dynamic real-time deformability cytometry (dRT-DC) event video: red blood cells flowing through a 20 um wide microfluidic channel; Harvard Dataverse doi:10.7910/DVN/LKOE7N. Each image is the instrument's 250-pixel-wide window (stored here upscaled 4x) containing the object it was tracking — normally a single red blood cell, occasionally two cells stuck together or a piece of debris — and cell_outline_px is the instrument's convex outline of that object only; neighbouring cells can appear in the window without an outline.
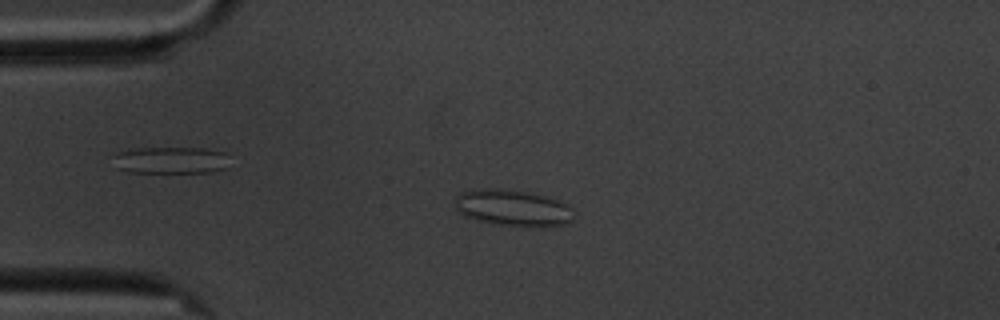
{"species": "common noctule bat (a hibernating species)", "species_latin": "Nyctalus noctula", "temperature_condition": "cold", "stored_images_in_passage": 3, "camera_frame_rate_fps": 3000, "um_per_image_px": 0.085, "animal": {"sex": "male", "body_mass_g": 20.1, "forearm_length_mm": 53.5}, "frame": {"image": 1, "passage_image": 3, "time_ms": 2.333, "image_size_px": [1000, 320], "cell_outline_px": [[572, 208], [568, 220], [564, 224], [544, 228], [540, 228], [500, 224], [476, 220], [464, 216], [456, 212], [456, 196], [460, 192], [476, 188], [500, 188], [528, 192], [560, 200], [568, 204]], "centroid_in_image_um": [43.54, 17.66], "position_along_channel_um": 41.5, "area_um2": 25.37}}